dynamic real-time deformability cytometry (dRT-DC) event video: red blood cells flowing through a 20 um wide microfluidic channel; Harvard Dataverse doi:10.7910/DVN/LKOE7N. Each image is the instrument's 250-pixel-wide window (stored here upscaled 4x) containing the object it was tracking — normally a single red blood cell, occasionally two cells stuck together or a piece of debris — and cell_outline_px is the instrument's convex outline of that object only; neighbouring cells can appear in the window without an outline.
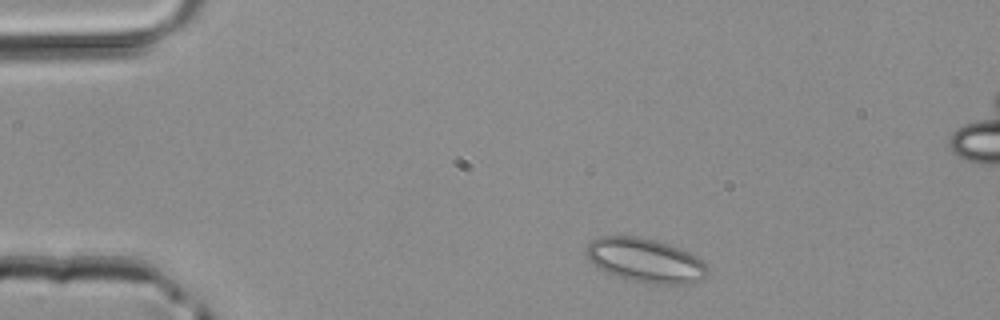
{"species": "common noctule bat (a hibernating species)", "species_latin": "Nyctalus noctula", "temperature_condition": "room temperature", "stored_images_in_passage": 3, "camera_frame_rate_fps": 3000, "um_per_image_px": 0.085, "animal": {"sex": "male", "body_mass_g": 20.4}, "frame": {"image": 1, "passage_image": 1, "time_ms": 0.0, "image_size_px": [1000, 320], "cell_outline_px": [[708, 272], [704, 280], [692, 284], [656, 284], [628, 280], [604, 272], [596, 268], [588, 256], [588, 244], [592, 240], [600, 236], [640, 236], [656, 240], [680, 248], [696, 256], [708, 268]], "centroid_in_image_um": [54.88, 22.15], "position_along_channel_um": 30.1, "area_um2": 31.33}}